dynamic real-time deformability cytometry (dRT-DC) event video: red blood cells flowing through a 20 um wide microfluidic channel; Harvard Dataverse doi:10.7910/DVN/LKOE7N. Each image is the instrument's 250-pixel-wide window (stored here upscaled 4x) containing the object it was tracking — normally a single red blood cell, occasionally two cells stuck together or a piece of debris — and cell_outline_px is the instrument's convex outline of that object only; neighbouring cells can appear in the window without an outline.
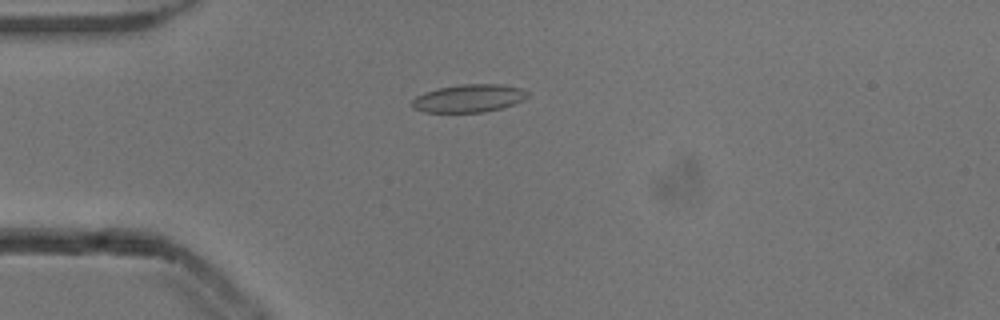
{"species": "common noctule bat (a hibernating species)", "species_latin": "Nyctalus noctula", "temperature_condition": "cold", "stored_images_in_passage": 50, "camera_frame_rate_fps": 3000, "um_per_image_px": 0.085, "animal": {"sex": "male", "body_mass_g": 13.3}, "frame": {"image": 1, "passage_image": 11, "time_ms": 3.333, "image_size_px": [1000, 320], "cell_outline_px": [[532, 92], [524, 100], [500, 108], [484, 112], [424, 112], [412, 108], [412, 100], [416, 96], [424, 92], [436, 88], [460, 84], [500, 84], [524, 88]], "centroid_in_image_um": [39.87, 8.34], "position_along_channel_um": 45.1, "area_um2": 19.02}}
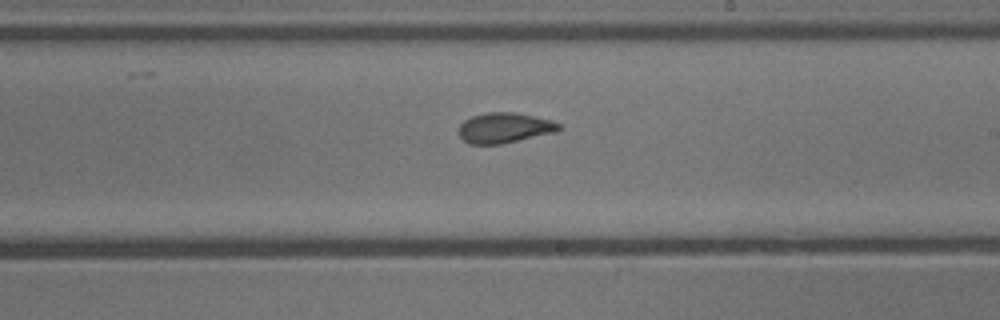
{"frame": {"image": 2, "passage_image": 28, "time_ms": 9.0, "image_size_px": [1000, 320], "cell_outline_px": [[564, 128], [556, 132], [500, 144], [468, 144], [460, 136], [460, 124], [464, 120], [472, 116], [488, 112], [512, 112], [552, 120], [560, 124]], "centroid_in_image_um": [42.9, 10.87], "position_along_channel_um": 246.1, "area_um2": 17.57}}
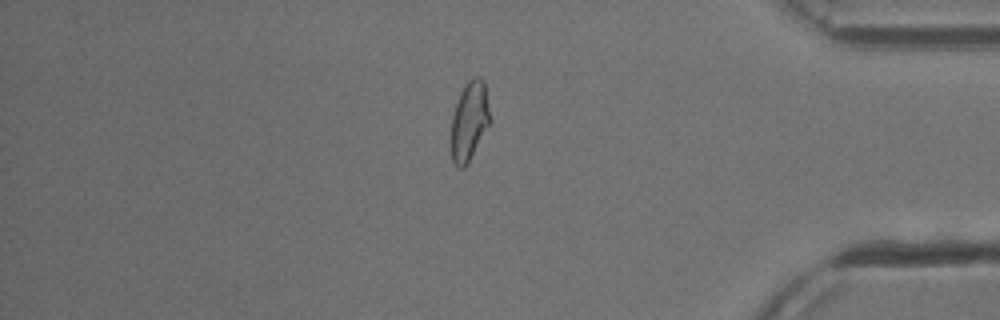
{"frame": {"image": 3, "passage_image": 42, "time_ms": 13.667, "image_size_px": [1000, 320], "cell_outline_px": [[492, 120], [464, 168], [456, 168], [452, 160], [452, 116], [460, 92], [468, 80], [476, 76], [480, 76], [484, 80]], "centroid_in_image_um": [39.92, 10.25], "position_along_channel_um": 395.3, "area_um2": 17.86}, "authors_computed_cell_mechanics": {"area_um2": 18.207, "velocity_mm_per_s": 3.8754, "shape_relaxation_time_tau1_ms": 8.579, "shape_relaxation_time_tau2_ms": 1.4476, "deformation_change_tau1": 0.1577, "deformation_change_tau2": 0.0699}}